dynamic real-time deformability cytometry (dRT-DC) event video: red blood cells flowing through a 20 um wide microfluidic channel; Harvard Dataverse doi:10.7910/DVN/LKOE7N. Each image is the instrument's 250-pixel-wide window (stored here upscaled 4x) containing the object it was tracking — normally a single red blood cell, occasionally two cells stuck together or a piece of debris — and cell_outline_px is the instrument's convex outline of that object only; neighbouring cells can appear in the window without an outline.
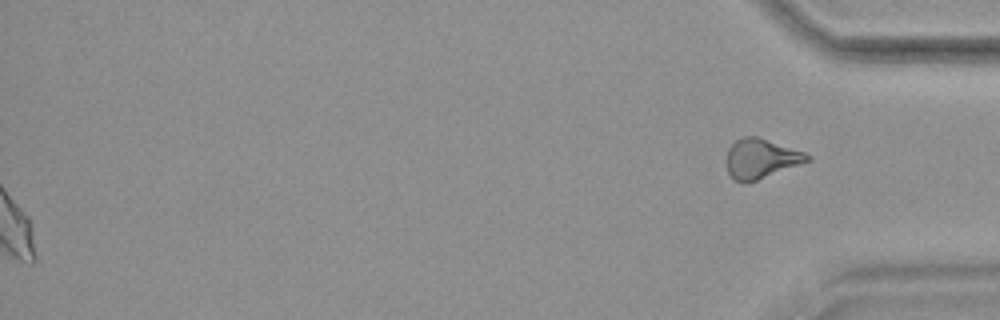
{"species": "common noctule bat (a hibernating species)", "species_latin": "Nyctalus noctula", "temperature_condition": "warm", "stored_images_in_passage": 55, "segment_of_instrument_passage": [2, 2], "camera_frame_rate_fps": 3000, "um_per_image_px": 0.085, "animal": {"sex": "female", "body_mass_g": 18.4}, "frame": {"image": 1, "passage_image": 55, "time_ms": 18.0, "image_size_px": [1000, 320], "cell_outline_px": [[812, 160], [756, 180], [732, 180], [728, 172], [728, 148], [736, 140], [744, 136], [756, 136], [804, 152], [812, 156]], "centroid_in_image_um": [64.71, 13.46], "position_along_channel_um": 370.5, "area_um2": 18.15}}